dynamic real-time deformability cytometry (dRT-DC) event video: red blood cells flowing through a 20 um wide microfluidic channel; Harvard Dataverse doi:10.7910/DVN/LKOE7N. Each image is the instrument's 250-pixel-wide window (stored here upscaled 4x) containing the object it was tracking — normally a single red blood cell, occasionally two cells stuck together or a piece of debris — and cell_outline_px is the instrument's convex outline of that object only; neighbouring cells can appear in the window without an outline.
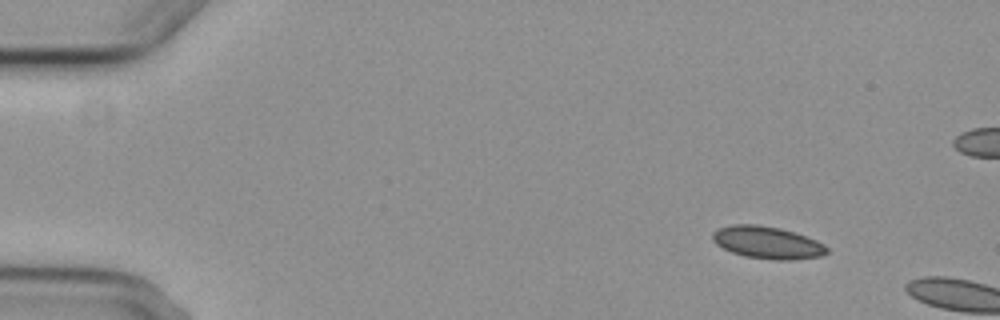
{"species": "common noctule bat (a hibernating species)", "species_latin": "Nyctalus noctula", "temperature_condition": "cold", "stored_images_in_passage": 2, "camera_frame_rate_fps": 3000, "um_per_image_px": 0.085, "animal": {"sex": "female", "body_mass_g": 29.2, "forearm_length_mm": 56.3}, "frame": {"image": 1, "passage_image": 1, "time_ms": 0.0, "image_size_px": [1000, 320], "cell_outline_px": [[828, 252], [824, 256], [792, 260], [776, 260], [744, 256], [732, 252], [716, 244], [712, 240], [712, 232], [720, 228], [732, 224], [756, 224], [780, 228], [816, 240], [824, 244], [828, 248]], "centroid_in_image_um": [65.23, 20.62], "position_along_channel_um": 19.8, "area_um2": 21.5}}